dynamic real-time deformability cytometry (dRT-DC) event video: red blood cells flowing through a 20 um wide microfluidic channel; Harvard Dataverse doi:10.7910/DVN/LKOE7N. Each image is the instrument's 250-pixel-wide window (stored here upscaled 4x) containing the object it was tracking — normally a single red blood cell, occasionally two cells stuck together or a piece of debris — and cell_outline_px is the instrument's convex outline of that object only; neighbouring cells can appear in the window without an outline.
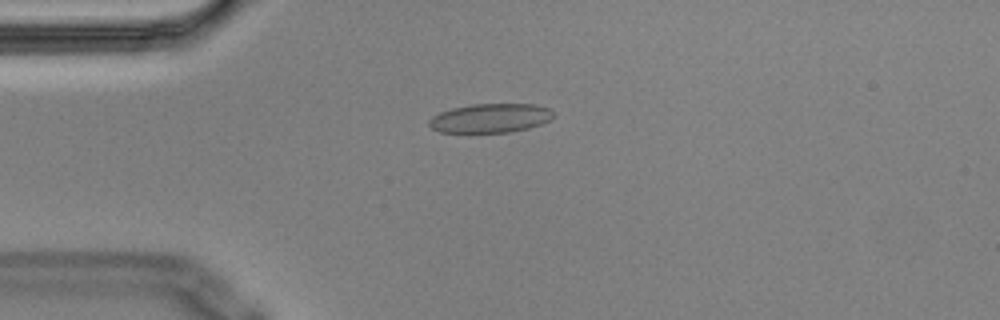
{"species": "Egyptian fruit bat (a non-hibernating species)", "species_latin": "Rousettus aegyptiacus", "temperature_condition": "cold", "stored_images_in_passage": 5, "camera_frame_rate_fps": 3000, "um_per_image_px": 0.085, "animal": {"sex": "male"}, "frame": {"image": 1, "passage_image": 4, "time_ms": 1.0, "image_size_px": [1000, 320], "cell_outline_px": [[552, 116], [548, 120], [540, 124], [528, 128], [508, 132], [440, 132], [432, 128], [428, 124], [428, 120], [432, 116], [440, 112], [452, 108], [472, 104], [536, 104], [548, 108], [552, 112]], "centroid_in_image_um": [41.64, 10.03], "position_along_channel_um": 43.4, "area_um2": 20.87}}